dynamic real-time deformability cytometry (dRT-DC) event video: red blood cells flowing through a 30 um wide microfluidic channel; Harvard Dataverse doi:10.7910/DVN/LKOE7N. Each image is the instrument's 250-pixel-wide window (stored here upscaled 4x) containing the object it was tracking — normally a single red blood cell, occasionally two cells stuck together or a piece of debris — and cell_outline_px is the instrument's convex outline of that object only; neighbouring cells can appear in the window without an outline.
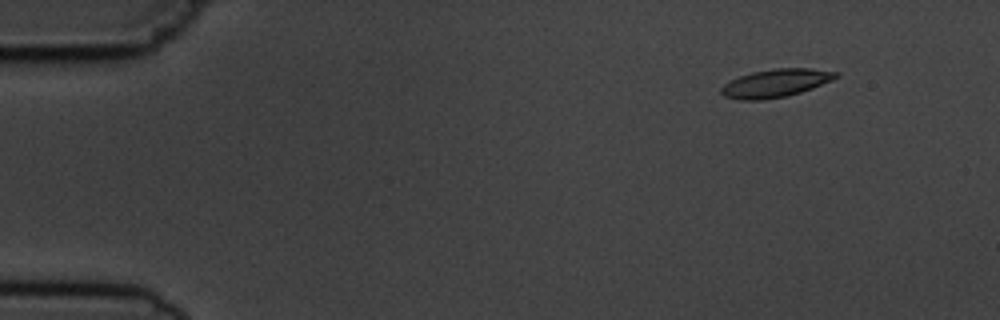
{"species": "common noctule bat (a hibernating species)", "species_latin": "Nyctalus noctula", "temperature_condition": "cold", "stored_images_in_passage": 10, "camera_frame_rate_fps": 3000, "um_per_image_px": 0.085, "animal": {"sex": "male", "body_mass_g": 19.5, "forearm_length_mm": 54.6}, "frame": {"image": 1, "passage_image": 1, "time_ms": 0.0, "image_size_px": [1000, 320], "cell_outline_px": [[840, 76], [832, 80], [812, 88], [800, 92], [784, 96], [760, 100], [740, 100], [724, 96], [720, 92], [720, 88], [724, 84], [740, 76], [752, 72], [772, 68], [812, 68], [840, 72]], "centroid_in_image_um": [65.95, 7.05], "position_along_channel_um": 19.1, "area_um2": 18.73}}
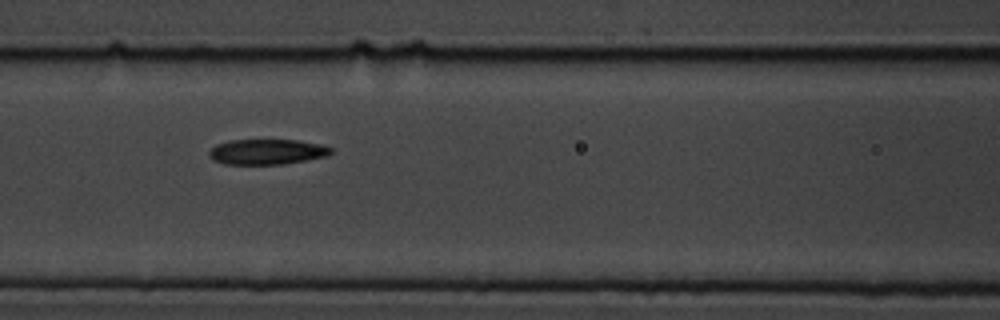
{"frame": {"image": 2, "passage_image": 6, "time_ms": 6.0, "image_size_px": [1000, 320], "cell_outline_px": [[332, 152], [328, 156], [284, 164], [224, 164], [212, 160], [208, 156], [208, 152], [216, 144], [228, 140], [300, 140], [320, 144], [332, 148]], "centroid_in_image_um": [22.67, 12.9], "position_along_channel_um": 143.9, "area_um2": 18.15}}
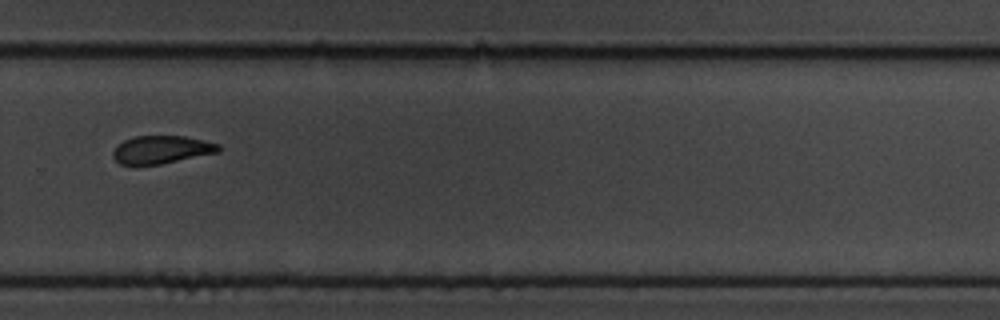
{"frame": {"image": 3, "passage_image": 10, "time_ms": 10.667, "image_size_px": [1000, 320], "cell_outline_px": [[220, 152], [160, 164], [120, 164], [112, 156], [112, 152], [124, 140], [132, 136], [184, 136], [204, 140], [220, 144]], "centroid_in_image_um": [13.76, 12.71], "position_along_channel_um": 316.0, "area_um2": 17.05}}